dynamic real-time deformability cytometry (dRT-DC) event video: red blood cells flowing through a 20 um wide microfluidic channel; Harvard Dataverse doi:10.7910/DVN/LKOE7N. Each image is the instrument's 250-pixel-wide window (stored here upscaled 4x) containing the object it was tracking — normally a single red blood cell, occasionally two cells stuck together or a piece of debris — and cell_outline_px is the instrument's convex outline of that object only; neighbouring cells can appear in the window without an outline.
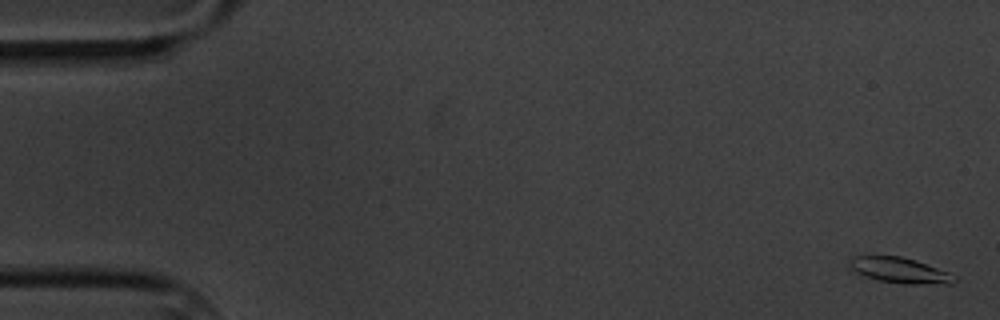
{"species": "common noctule bat (a hibernating species)", "species_latin": "Nyctalus noctula", "temperature_condition": "cold", "stored_images_in_passage": 9, "camera_frame_rate_fps": 3000, "um_per_image_px": 0.085, "animal": {"sex": "male", "body_mass_g": 20.1, "forearm_length_mm": 53.5}, "frame": {"image": 1, "passage_image": 1, "time_ms": 0.0, "image_size_px": [1000, 320], "cell_outline_px": [[956, 280], [952, 284], [904, 284], [876, 280], [852, 272], [848, 268], [848, 260], [852, 256], [900, 256], [916, 260], [952, 272], [956, 276]], "centroid_in_image_um": [76.47, 22.98], "position_along_channel_um": 8.5, "area_um2": 16.18}}
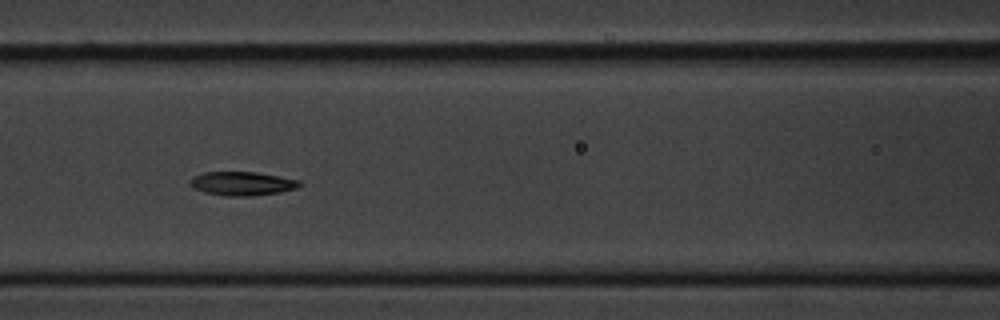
{"frame": {"image": 2, "passage_image": 8, "time_ms": 8.0, "image_size_px": [1000, 320], "cell_outline_px": [[300, 184], [296, 188], [280, 192], [252, 196], [224, 196], [204, 192], [192, 188], [188, 184], [188, 180], [192, 176], [204, 172], [256, 172], [280, 176], [300, 180]], "centroid_in_image_um": [20.51, 15.6], "position_along_channel_um": 146.1, "area_um2": 15.37}}
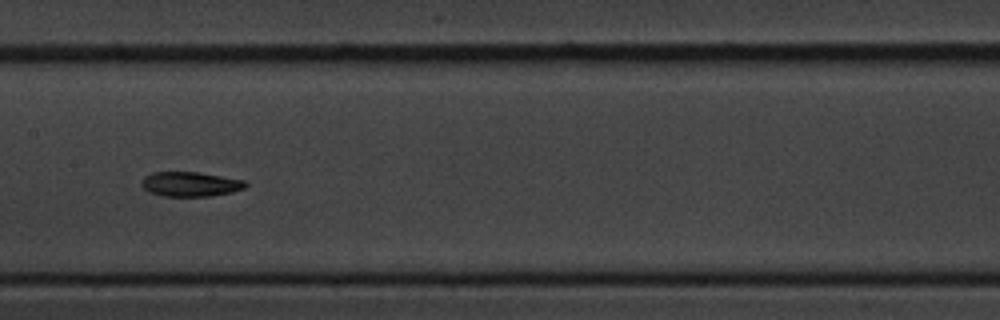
{"frame": {"image": 3, "passage_image": 9, "time_ms": 9.333, "image_size_px": [1000, 320], "cell_outline_px": [[248, 184], [244, 188], [232, 192], [208, 196], [160, 196], [148, 192], [140, 184], [140, 180], [144, 176], [152, 172], [196, 172], [244, 180]], "centroid_in_image_um": [16.12, 15.65], "position_along_channel_um": 191.3, "area_um2": 14.97}}